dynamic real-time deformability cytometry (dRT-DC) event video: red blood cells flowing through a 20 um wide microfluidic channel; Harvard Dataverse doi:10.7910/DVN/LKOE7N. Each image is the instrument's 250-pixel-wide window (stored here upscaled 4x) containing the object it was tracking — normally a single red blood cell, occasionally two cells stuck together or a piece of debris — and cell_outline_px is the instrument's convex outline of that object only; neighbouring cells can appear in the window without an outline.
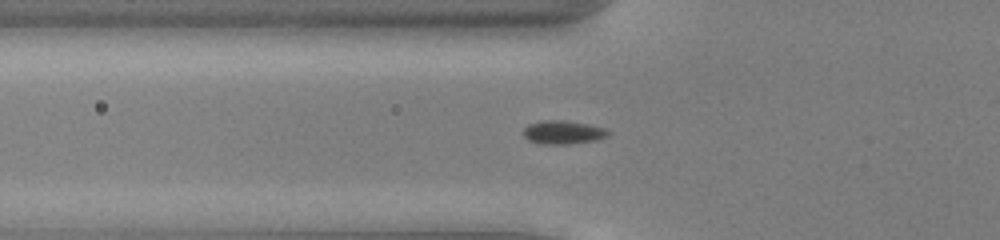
{"species": "common noctule bat (a hibernating species)", "species_latin": "Nyctalus noctula", "temperature_condition": "cold", "stored_images_in_passage": 49, "camera_frame_rate_fps": 3000, "um_per_image_px": 0.085, "animal": {"sex": "male", "body_mass_g": 13.0, "forearm_length_mm": 53.1}, "frame": {"image": 1, "passage_image": 15, "time_ms": 4.667, "image_size_px": [1000, 240], "cell_outline_px": [[608, 136], [596, 140], [568, 144], [540, 144], [528, 140], [524, 136], [524, 128], [528, 124], [540, 120], [564, 120], [588, 124], [604, 128], [608, 132]], "centroid_in_image_um": [47.82, 11.24], "position_along_channel_um": 78.0, "area_um2": 11.62}}
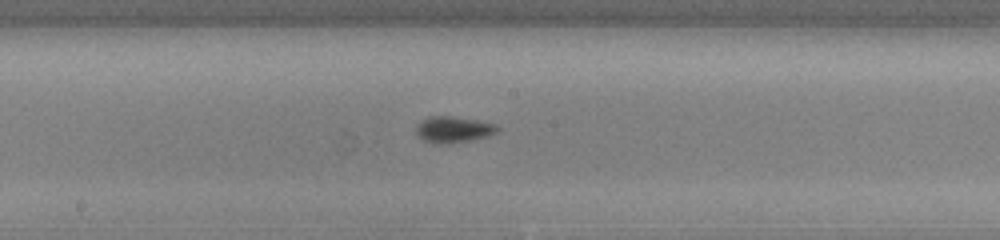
{"frame": {"image": 2, "passage_image": 25, "time_ms": 8.0, "image_size_px": [1000, 240], "cell_outline_px": [[500, 128], [496, 132], [488, 136], [472, 140], [448, 144], [436, 144], [424, 140], [416, 132], [416, 124], [420, 120], [428, 116], [452, 116], [476, 120], [496, 124]], "centroid_in_image_um": [38.52, 11.0], "position_along_channel_um": 209.7, "area_um2": 12.54}}
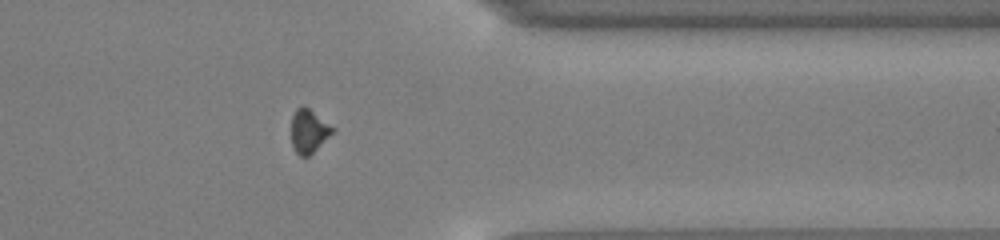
{"frame": {"image": 3, "passage_image": 39, "time_ms": 12.667, "image_size_px": [1000, 240], "cell_outline_px": [[336, 132], [308, 156], [300, 156], [296, 152], [292, 144], [292, 116], [296, 108], [300, 104], [304, 104], [336, 128]], "centroid_in_image_um": [26.29, 11.1], "position_along_channel_um": 385.1, "area_um2": 10.75}, "authors_computed_cell_mechanics": {"area_um2": 10.693, "velocity_mm_per_s": 3.9435, "shape_relaxation_time_tau1_ms": 2.8518, "shape_relaxation_time_tau2_ms": null, "deformation_change_tau1": 0.1217, "deformation_change_tau2": null}}